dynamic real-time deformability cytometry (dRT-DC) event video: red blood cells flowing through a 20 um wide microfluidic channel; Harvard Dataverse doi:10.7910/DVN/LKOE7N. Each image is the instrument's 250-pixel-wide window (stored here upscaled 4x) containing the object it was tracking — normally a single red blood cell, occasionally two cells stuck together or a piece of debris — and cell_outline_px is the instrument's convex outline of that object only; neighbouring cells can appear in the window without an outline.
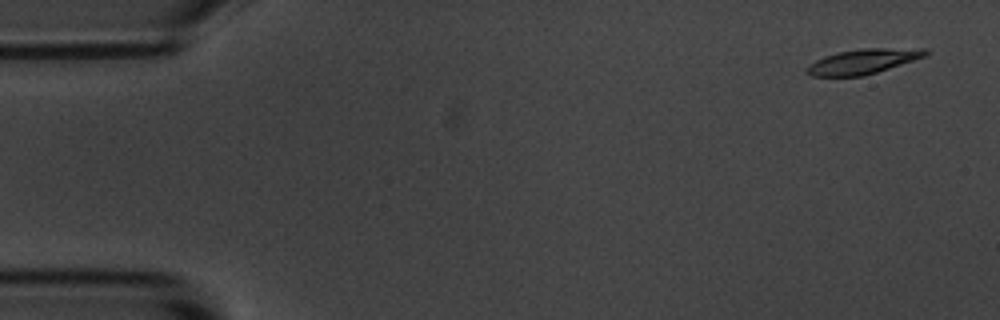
{"species": "common noctule bat (a hibernating species)", "species_latin": "Nyctalus noctula", "temperature_condition": "room temperature", "stored_images_in_passage": 4, "camera_frame_rate_fps": 3000, "um_per_image_px": 0.085, "animal": {"sex": "male", "body_mass_g": 20.1, "forearm_length_mm": 53.5}, "frame": {"image": 1, "passage_image": 1, "time_ms": 0.0, "image_size_px": [1000, 320], "cell_outline_px": [[928, 56], [876, 72], [860, 76], [812, 76], [804, 72], [804, 68], [808, 64], [824, 56], [840, 52], [860, 48], [928, 48]], "centroid_in_image_um": [73.36, 5.21], "position_along_channel_um": 11.6, "area_um2": 17.34}}
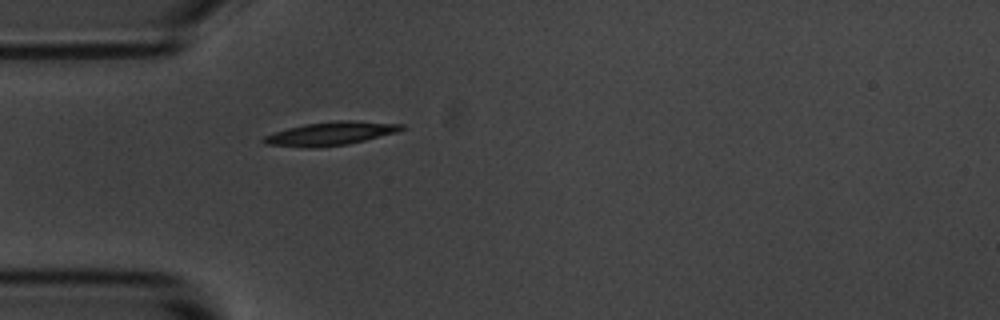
{"frame": {"image": 2, "passage_image": 4, "time_ms": 4.333, "image_size_px": [1000, 320], "cell_outline_px": [[404, 128], [396, 132], [348, 144], [308, 148], [264, 144], [260, 140], [264, 136], [288, 128], [304, 124], [336, 120], [352, 120], [404, 124]], "centroid_in_image_um": [28.07, 11.35], "position_along_channel_um": 56.9, "area_um2": 18.73}}